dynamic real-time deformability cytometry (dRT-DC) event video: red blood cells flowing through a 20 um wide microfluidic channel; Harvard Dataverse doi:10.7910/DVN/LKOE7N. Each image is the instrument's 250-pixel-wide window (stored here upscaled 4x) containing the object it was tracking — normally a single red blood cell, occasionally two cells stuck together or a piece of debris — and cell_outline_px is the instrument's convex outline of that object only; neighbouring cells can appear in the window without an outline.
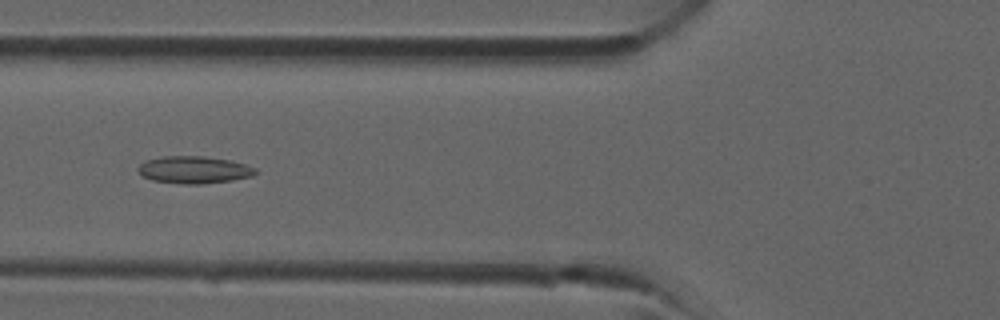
{"species": "common noctule bat (a hibernating species)", "species_latin": "Nyctalus noctula", "temperature_condition": "room temperature", "stored_images_in_passage": 31, "camera_frame_rate_fps": 3000, "um_per_image_px": 0.085, "animal": {"sex": "male", "forearm_length_mm": 52.5}, "frame": {"image": 1, "passage_image": 7, "time_ms": 2.0, "image_size_px": [1000, 320], "cell_outline_px": [[260, 172], [252, 176], [232, 180], [200, 184], [184, 184], [152, 180], [144, 176], [136, 168], [140, 164], [148, 160], [160, 156], [204, 156], [228, 160], [244, 164], [256, 168]], "centroid_in_image_um": [16.51, 14.43], "position_along_channel_um": 109.3, "area_um2": 18.55}}
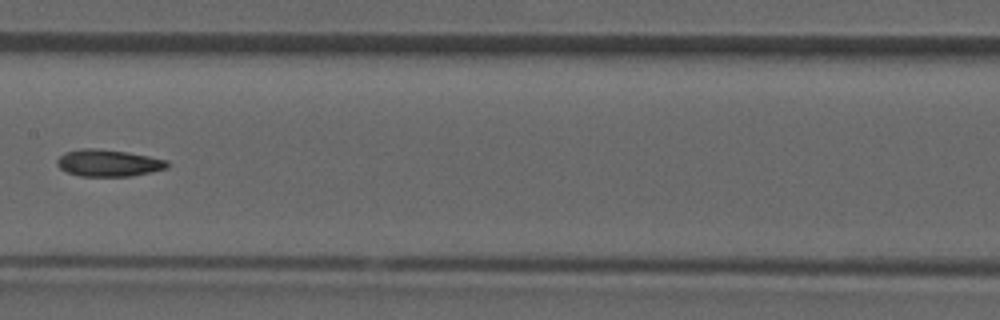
{"frame": {"image": 2, "passage_image": 12, "time_ms": 3.667, "image_size_px": [1000, 320], "cell_outline_px": [[168, 168], [152, 172], [132, 176], [80, 176], [68, 172], [60, 168], [56, 164], [56, 160], [64, 152], [80, 148], [96, 148], [128, 152], [168, 160]], "centroid_in_image_um": [9.21, 13.85], "position_along_channel_um": 198.2, "area_um2": 17.4}}
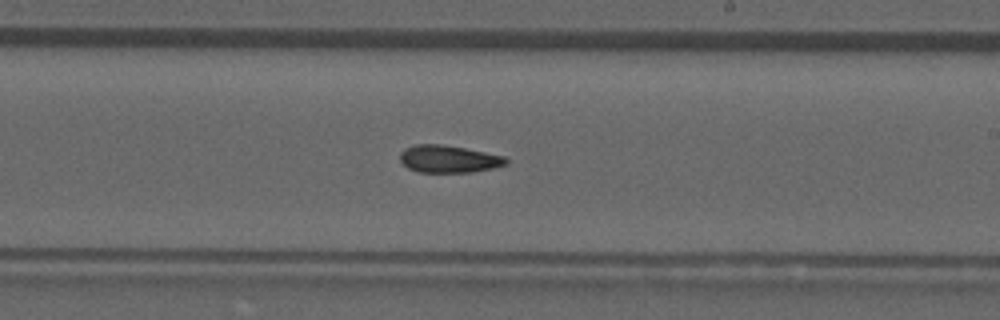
{"frame": {"image": 3, "passage_image": 15, "time_ms": 4.667, "image_size_px": [1000, 320], "cell_outline_px": [[508, 164], [492, 168], [472, 172], [420, 172], [408, 168], [400, 160], [400, 152], [404, 148], [416, 144], [440, 144], [464, 148], [504, 156], [508, 160]], "centroid_in_image_um": [38.12, 13.51], "position_along_channel_um": 250.9, "area_um2": 16.82}}